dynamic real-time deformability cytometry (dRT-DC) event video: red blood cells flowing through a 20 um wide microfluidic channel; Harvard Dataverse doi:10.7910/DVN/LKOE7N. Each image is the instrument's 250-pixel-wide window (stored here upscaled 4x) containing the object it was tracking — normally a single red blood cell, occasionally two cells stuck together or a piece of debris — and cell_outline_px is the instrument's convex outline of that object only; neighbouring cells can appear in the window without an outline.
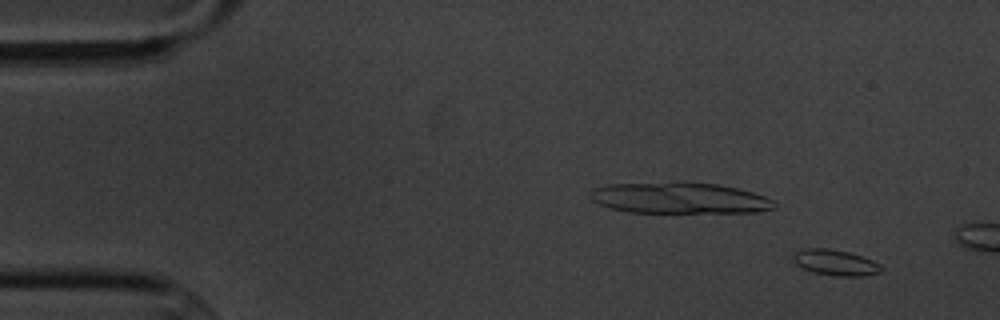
{"species": "common noctule bat (a hibernating species)", "species_latin": "Nyctalus noctula", "temperature_condition": "cold", "stored_images_in_passage": 3, "camera_frame_rate_fps": 3000, "um_per_image_px": 0.085, "animal": {"sex": "male", "body_mass_g": 20.1, "forearm_length_mm": 53.5}, "frame": {"image": 1, "passage_image": 1, "time_ms": 0.0, "image_size_px": [1000, 320], "cell_outline_px": [[884, 268], [880, 272], [868, 276], [840, 276], [812, 272], [796, 264], [792, 256], [796, 252], [804, 248], [828, 248], [848, 252], [872, 260], [880, 264]], "centroid_in_image_um": [71.03, 22.32], "position_along_channel_um": 14.0, "area_um2": 13.18}}